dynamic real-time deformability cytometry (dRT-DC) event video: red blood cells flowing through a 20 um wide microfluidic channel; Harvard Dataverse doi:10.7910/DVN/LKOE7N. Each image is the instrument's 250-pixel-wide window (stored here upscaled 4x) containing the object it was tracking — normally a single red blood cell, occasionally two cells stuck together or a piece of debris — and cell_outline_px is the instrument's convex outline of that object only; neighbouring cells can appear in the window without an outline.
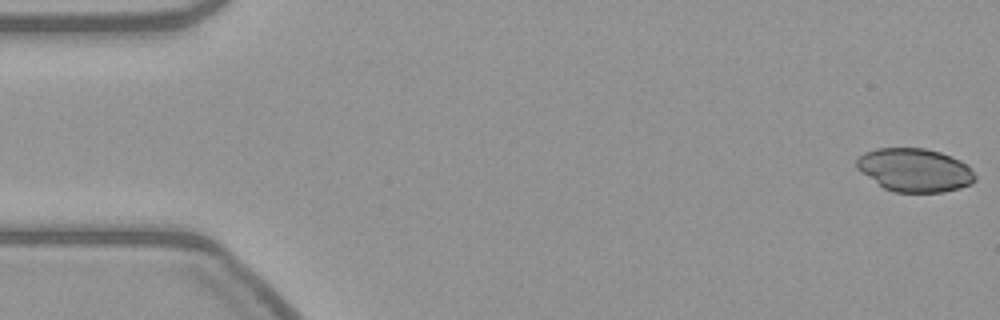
{"species": "common noctule bat (a hibernating species)", "species_latin": "Nyctalus noctula", "temperature_condition": "warm", "stored_images_in_passage": 55, "camera_frame_rate_fps": 3000, "um_per_image_px": 0.085, "animal": {"sex": "female", "body_mass_g": 21.9}, "frame": {"image": 1, "passage_image": 1, "time_ms": 0.0, "image_size_px": [1000, 320], "cell_outline_px": [[976, 180], [972, 184], [960, 188], [944, 192], [892, 192], [884, 188], [860, 172], [856, 168], [856, 160], [864, 152], [876, 148], [924, 148], [940, 152], [960, 160], [968, 164], [976, 176]], "centroid_in_image_um": [77.76, 14.46], "position_along_channel_um": 7.2, "area_um2": 30.17}}
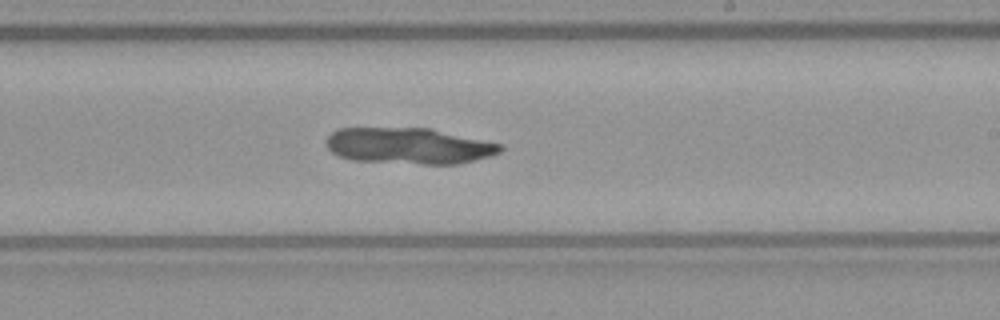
{"frame": {"image": 2, "passage_image": 32, "time_ms": 10.333, "image_size_px": [1000, 320], "cell_outline_px": [[504, 148], [500, 152], [492, 156], [456, 164], [424, 164], [352, 160], [340, 156], [332, 152], [324, 144], [324, 140], [336, 128], [432, 128], [504, 144]], "centroid_in_image_um": [34.77, 12.39], "position_along_channel_um": 254.2, "area_um2": 37.05}}
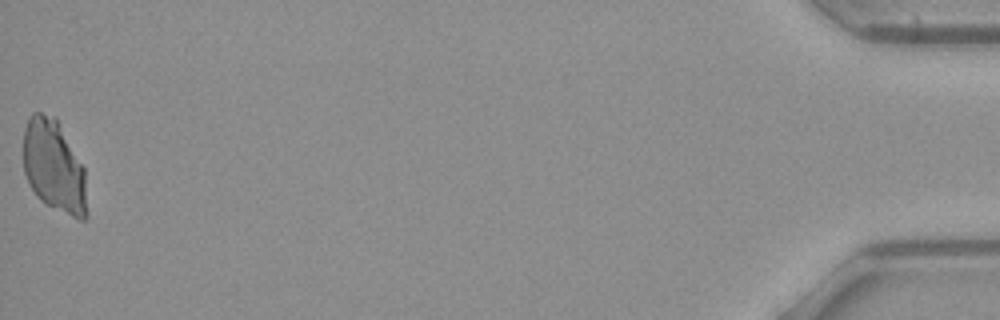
{"frame": {"image": 3, "passage_image": 55, "time_ms": 18.0, "image_size_px": [1000, 320], "cell_outline_px": [[88, 216], [84, 220], [80, 220], [40, 200], [36, 196], [24, 172], [24, 128], [28, 116], [32, 112], [40, 112], [56, 116], [84, 168]], "centroid_in_image_um": [4.59, 14.1], "position_along_channel_um": 430.6, "area_um2": 34.28}}